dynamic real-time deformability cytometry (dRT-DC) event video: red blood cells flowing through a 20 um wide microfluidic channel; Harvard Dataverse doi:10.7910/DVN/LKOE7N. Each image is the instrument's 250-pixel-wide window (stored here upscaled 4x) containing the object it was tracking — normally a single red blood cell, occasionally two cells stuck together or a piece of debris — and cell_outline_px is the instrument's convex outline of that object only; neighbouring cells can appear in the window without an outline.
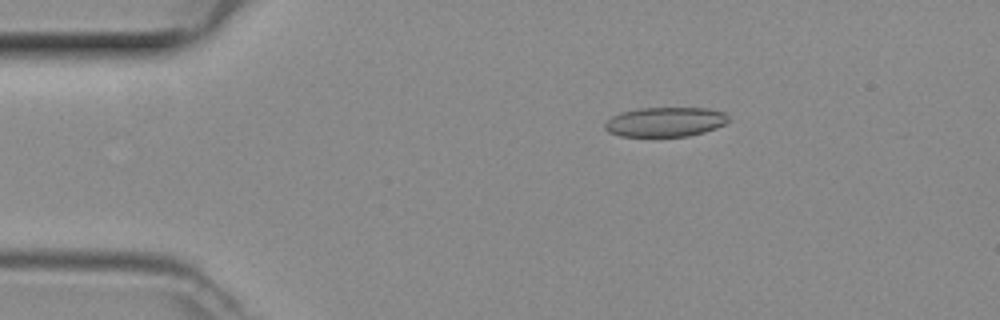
{"species": "common noctule bat (a hibernating species)", "species_latin": "Nyctalus noctula", "temperature_condition": "room temperature", "stored_images_in_passage": 46, "camera_frame_rate_fps": 3000, "um_per_image_px": 0.085, "animal": {"sex": "female", "body_mass_g": 29.2, "forearm_length_mm": 56.3}, "frame": {"image": 1, "passage_image": 9, "time_ms": 2.667, "image_size_px": [1000, 320], "cell_outline_px": [[728, 120], [724, 124], [716, 128], [704, 132], [688, 136], [620, 136], [608, 132], [604, 128], [604, 124], [612, 116], [620, 112], [640, 108], [704, 108], [724, 112], [728, 116]], "centroid_in_image_um": [56.52, 10.36], "position_along_channel_um": 28.5, "area_um2": 21.21}}
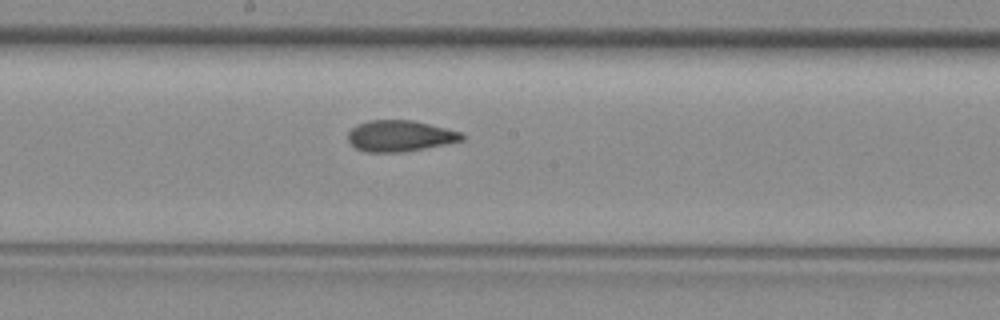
{"frame": {"image": 2, "passage_image": 26, "time_ms": 8.333, "image_size_px": [1000, 320], "cell_outline_px": [[464, 140], [424, 148], [400, 152], [368, 152], [356, 148], [348, 140], [348, 132], [356, 124], [368, 120], [412, 120], [460, 132], [464, 136]], "centroid_in_image_um": [33.95, 11.55], "position_along_channel_um": 214.2, "area_um2": 20.4}}
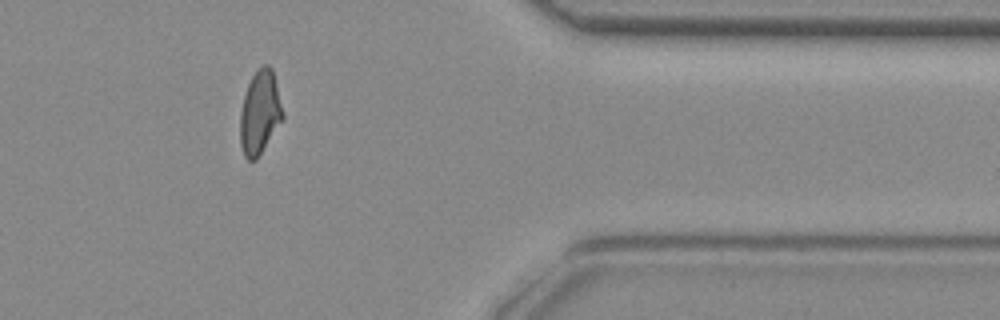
{"frame": {"image": 3, "passage_image": 40, "time_ms": 13.0, "image_size_px": [1000, 320], "cell_outline_px": [[284, 116], [256, 160], [248, 160], [244, 156], [240, 144], [240, 112], [244, 96], [248, 84], [256, 68], [260, 64], [268, 64], [272, 68]], "centroid_in_image_um": [22.06, 9.53], "position_along_channel_um": 389.3, "area_um2": 20.58}}